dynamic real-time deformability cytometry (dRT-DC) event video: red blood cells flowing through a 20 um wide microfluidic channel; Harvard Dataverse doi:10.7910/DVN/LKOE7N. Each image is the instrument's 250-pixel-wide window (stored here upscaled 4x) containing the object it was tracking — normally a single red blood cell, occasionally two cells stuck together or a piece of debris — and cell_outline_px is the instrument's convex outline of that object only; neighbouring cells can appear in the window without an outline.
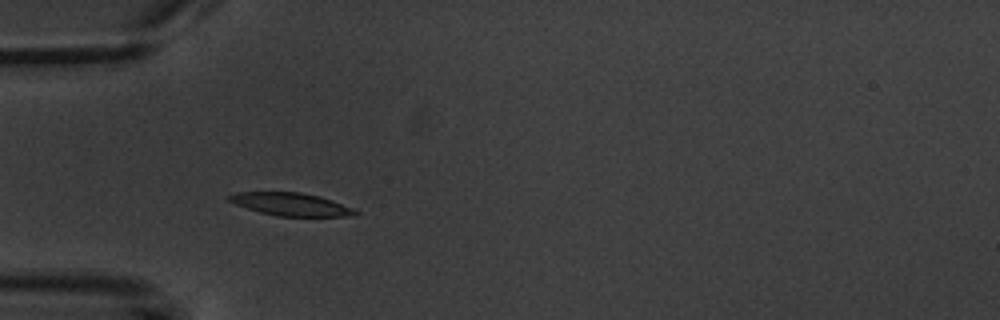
{"species": "common noctule bat (a hibernating species)", "species_latin": "Nyctalus noctula", "temperature_condition": "warm", "stored_images_in_passage": 6, "camera_frame_rate_fps": 3000, "um_per_image_px": 0.085, "animal": {"sex": "male", "body_mass_g": 20.1, "forearm_length_mm": 53.5}, "frame": {"image": 1, "passage_image": 4, "time_ms": 4.0, "image_size_px": [1000, 320], "cell_outline_px": [[360, 212], [356, 216], [276, 216], [260, 212], [236, 204], [228, 200], [224, 196], [236, 192], [300, 192], [320, 196], [332, 200], [352, 208]], "centroid_in_image_um": [24.72, 17.36], "position_along_channel_um": 60.3, "area_um2": 16.82}}
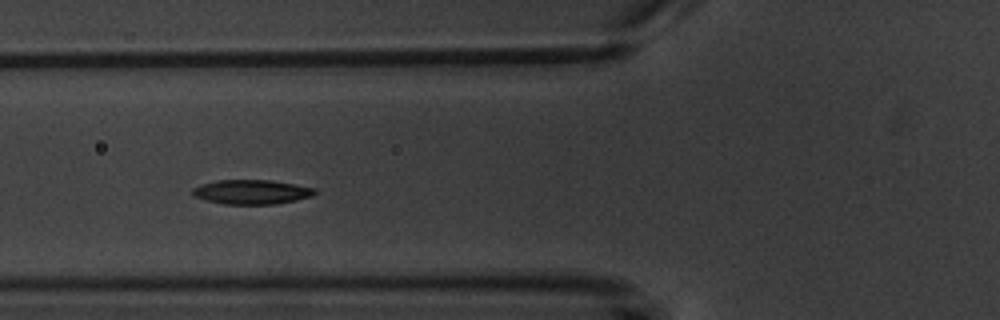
{"frame": {"image": 2, "passage_image": 5, "time_ms": 5.333, "image_size_px": [1000, 320], "cell_outline_px": [[316, 192], [312, 196], [296, 200], [276, 204], [224, 204], [204, 200], [192, 196], [192, 188], [200, 184], [216, 180], [268, 180], [316, 188]], "centroid_in_image_um": [21.33, 16.32], "position_along_channel_um": 104.5, "area_um2": 17.46}}